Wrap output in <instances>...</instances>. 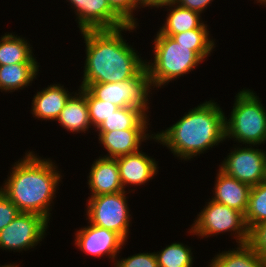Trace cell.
I'll return each instance as SVG.
<instances>
[{
  "mask_svg": "<svg viewBox=\"0 0 266 267\" xmlns=\"http://www.w3.org/2000/svg\"><path fill=\"white\" fill-rule=\"evenodd\" d=\"M138 25L127 24L117 29L83 30L86 60L81 86L92 83H116L138 76L145 68V60L126 43L122 31L135 30Z\"/></svg>",
  "mask_w": 266,
  "mask_h": 267,
  "instance_id": "cell-1",
  "label": "cell"
},
{
  "mask_svg": "<svg viewBox=\"0 0 266 267\" xmlns=\"http://www.w3.org/2000/svg\"><path fill=\"white\" fill-rule=\"evenodd\" d=\"M52 160L41 159L33 152H26L11 168L0 191L4 193L20 212L42 215L48 221L51 203L61 181V173Z\"/></svg>",
  "mask_w": 266,
  "mask_h": 267,
  "instance_id": "cell-2",
  "label": "cell"
},
{
  "mask_svg": "<svg viewBox=\"0 0 266 267\" xmlns=\"http://www.w3.org/2000/svg\"><path fill=\"white\" fill-rule=\"evenodd\" d=\"M153 139L187 161L226 140L225 114L215 101H206Z\"/></svg>",
  "mask_w": 266,
  "mask_h": 267,
  "instance_id": "cell-3",
  "label": "cell"
},
{
  "mask_svg": "<svg viewBox=\"0 0 266 267\" xmlns=\"http://www.w3.org/2000/svg\"><path fill=\"white\" fill-rule=\"evenodd\" d=\"M154 53L153 62H145L153 89L188 74L203 61L193 51V46L179 44L160 32L154 39Z\"/></svg>",
  "mask_w": 266,
  "mask_h": 267,
  "instance_id": "cell-4",
  "label": "cell"
},
{
  "mask_svg": "<svg viewBox=\"0 0 266 267\" xmlns=\"http://www.w3.org/2000/svg\"><path fill=\"white\" fill-rule=\"evenodd\" d=\"M229 119L225 117V139L233 138L249 146L266 141V110L259 97L250 89L236 94Z\"/></svg>",
  "mask_w": 266,
  "mask_h": 267,
  "instance_id": "cell-5",
  "label": "cell"
},
{
  "mask_svg": "<svg viewBox=\"0 0 266 267\" xmlns=\"http://www.w3.org/2000/svg\"><path fill=\"white\" fill-rule=\"evenodd\" d=\"M223 232H235L233 235L238 245L248 243L249 230L244 215L211 199L198 214L190 233L208 238Z\"/></svg>",
  "mask_w": 266,
  "mask_h": 267,
  "instance_id": "cell-6",
  "label": "cell"
},
{
  "mask_svg": "<svg viewBox=\"0 0 266 267\" xmlns=\"http://www.w3.org/2000/svg\"><path fill=\"white\" fill-rule=\"evenodd\" d=\"M150 76L145 68L138 76L116 83H92L87 89L97 98L119 108H141L148 110V95L152 90Z\"/></svg>",
  "mask_w": 266,
  "mask_h": 267,
  "instance_id": "cell-7",
  "label": "cell"
},
{
  "mask_svg": "<svg viewBox=\"0 0 266 267\" xmlns=\"http://www.w3.org/2000/svg\"><path fill=\"white\" fill-rule=\"evenodd\" d=\"M126 191L89 197L86 215L88 223L118 233L127 240L131 215Z\"/></svg>",
  "mask_w": 266,
  "mask_h": 267,
  "instance_id": "cell-8",
  "label": "cell"
},
{
  "mask_svg": "<svg viewBox=\"0 0 266 267\" xmlns=\"http://www.w3.org/2000/svg\"><path fill=\"white\" fill-rule=\"evenodd\" d=\"M48 222L42 215L20 212L0 231V249L15 252L34 248L45 238Z\"/></svg>",
  "mask_w": 266,
  "mask_h": 267,
  "instance_id": "cell-9",
  "label": "cell"
},
{
  "mask_svg": "<svg viewBox=\"0 0 266 267\" xmlns=\"http://www.w3.org/2000/svg\"><path fill=\"white\" fill-rule=\"evenodd\" d=\"M228 154L220 166L223 172L250 187L263 182L266 151L247 146L234 148Z\"/></svg>",
  "mask_w": 266,
  "mask_h": 267,
  "instance_id": "cell-10",
  "label": "cell"
},
{
  "mask_svg": "<svg viewBox=\"0 0 266 267\" xmlns=\"http://www.w3.org/2000/svg\"><path fill=\"white\" fill-rule=\"evenodd\" d=\"M83 30L117 29L127 23L111 8L108 0H68Z\"/></svg>",
  "mask_w": 266,
  "mask_h": 267,
  "instance_id": "cell-11",
  "label": "cell"
},
{
  "mask_svg": "<svg viewBox=\"0 0 266 267\" xmlns=\"http://www.w3.org/2000/svg\"><path fill=\"white\" fill-rule=\"evenodd\" d=\"M75 245L81 251L94 257L108 255L116 263V256L126 242L118 233L89 224L77 230Z\"/></svg>",
  "mask_w": 266,
  "mask_h": 267,
  "instance_id": "cell-12",
  "label": "cell"
},
{
  "mask_svg": "<svg viewBox=\"0 0 266 267\" xmlns=\"http://www.w3.org/2000/svg\"><path fill=\"white\" fill-rule=\"evenodd\" d=\"M118 163L120 181L124 191L126 186H140L148 182L158 172V166L155 159L137 151L132 154L120 156L116 158Z\"/></svg>",
  "mask_w": 266,
  "mask_h": 267,
  "instance_id": "cell-13",
  "label": "cell"
},
{
  "mask_svg": "<svg viewBox=\"0 0 266 267\" xmlns=\"http://www.w3.org/2000/svg\"><path fill=\"white\" fill-rule=\"evenodd\" d=\"M147 131L146 129H126L98 132L100 144L108 151L103 157L117 158L139 151L143 141L154 137V134L151 136L146 134Z\"/></svg>",
  "mask_w": 266,
  "mask_h": 267,
  "instance_id": "cell-14",
  "label": "cell"
},
{
  "mask_svg": "<svg viewBox=\"0 0 266 267\" xmlns=\"http://www.w3.org/2000/svg\"><path fill=\"white\" fill-rule=\"evenodd\" d=\"M95 160L88 176L90 197L124 191L116 158L99 157Z\"/></svg>",
  "mask_w": 266,
  "mask_h": 267,
  "instance_id": "cell-15",
  "label": "cell"
},
{
  "mask_svg": "<svg viewBox=\"0 0 266 267\" xmlns=\"http://www.w3.org/2000/svg\"><path fill=\"white\" fill-rule=\"evenodd\" d=\"M216 176L214 200L245 215L251 187L227 175L220 168Z\"/></svg>",
  "mask_w": 266,
  "mask_h": 267,
  "instance_id": "cell-16",
  "label": "cell"
},
{
  "mask_svg": "<svg viewBox=\"0 0 266 267\" xmlns=\"http://www.w3.org/2000/svg\"><path fill=\"white\" fill-rule=\"evenodd\" d=\"M68 92L61 84L48 85L34 96L31 113L38 119L56 121L69 97L73 94V92L71 94Z\"/></svg>",
  "mask_w": 266,
  "mask_h": 267,
  "instance_id": "cell-17",
  "label": "cell"
},
{
  "mask_svg": "<svg viewBox=\"0 0 266 267\" xmlns=\"http://www.w3.org/2000/svg\"><path fill=\"white\" fill-rule=\"evenodd\" d=\"M78 91L69 97L56 121L67 131L85 133L92 126L86 101V88L80 87Z\"/></svg>",
  "mask_w": 266,
  "mask_h": 267,
  "instance_id": "cell-18",
  "label": "cell"
},
{
  "mask_svg": "<svg viewBox=\"0 0 266 267\" xmlns=\"http://www.w3.org/2000/svg\"><path fill=\"white\" fill-rule=\"evenodd\" d=\"M38 63L0 65V90L13 92L32 83L38 75Z\"/></svg>",
  "mask_w": 266,
  "mask_h": 267,
  "instance_id": "cell-19",
  "label": "cell"
},
{
  "mask_svg": "<svg viewBox=\"0 0 266 267\" xmlns=\"http://www.w3.org/2000/svg\"><path fill=\"white\" fill-rule=\"evenodd\" d=\"M163 6L170 7L168 9L170 12L167 14V18L165 20L166 23H164V26L160 27L159 32L161 34H178L192 29H197L204 23L201 20L200 13L183 8L173 1H170L160 7Z\"/></svg>",
  "mask_w": 266,
  "mask_h": 267,
  "instance_id": "cell-20",
  "label": "cell"
},
{
  "mask_svg": "<svg viewBox=\"0 0 266 267\" xmlns=\"http://www.w3.org/2000/svg\"><path fill=\"white\" fill-rule=\"evenodd\" d=\"M147 114L141 108L122 107L97 127L98 132L147 129Z\"/></svg>",
  "mask_w": 266,
  "mask_h": 267,
  "instance_id": "cell-21",
  "label": "cell"
},
{
  "mask_svg": "<svg viewBox=\"0 0 266 267\" xmlns=\"http://www.w3.org/2000/svg\"><path fill=\"white\" fill-rule=\"evenodd\" d=\"M30 46L25 38L5 33L0 39V65L37 63Z\"/></svg>",
  "mask_w": 266,
  "mask_h": 267,
  "instance_id": "cell-22",
  "label": "cell"
},
{
  "mask_svg": "<svg viewBox=\"0 0 266 267\" xmlns=\"http://www.w3.org/2000/svg\"><path fill=\"white\" fill-rule=\"evenodd\" d=\"M209 266L266 267V262L248 244H237L236 250H228L215 255Z\"/></svg>",
  "mask_w": 266,
  "mask_h": 267,
  "instance_id": "cell-23",
  "label": "cell"
},
{
  "mask_svg": "<svg viewBox=\"0 0 266 267\" xmlns=\"http://www.w3.org/2000/svg\"><path fill=\"white\" fill-rule=\"evenodd\" d=\"M208 25L203 23L199 28L178 34H163L170 36L177 43L185 46H193V51L202 59L210 55L215 48V42L210 39Z\"/></svg>",
  "mask_w": 266,
  "mask_h": 267,
  "instance_id": "cell-24",
  "label": "cell"
},
{
  "mask_svg": "<svg viewBox=\"0 0 266 267\" xmlns=\"http://www.w3.org/2000/svg\"><path fill=\"white\" fill-rule=\"evenodd\" d=\"M244 219L248 230L266 221V183L261 182L251 187Z\"/></svg>",
  "mask_w": 266,
  "mask_h": 267,
  "instance_id": "cell-25",
  "label": "cell"
},
{
  "mask_svg": "<svg viewBox=\"0 0 266 267\" xmlns=\"http://www.w3.org/2000/svg\"><path fill=\"white\" fill-rule=\"evenodd\" d=\"M154 253L159 267H192L193 264L191 249L183 243H172Z\"/></svg>",
  "mask_w": 266,
  "mask_h": 267,
  "instance_id": "cell-26",
  "label": "cell"
},
{
  "mask_svg": "<svg viewBox=\"0 0 266 267\" xmlns=\"http://www.w3.org/2000/svg\"><path fill=\"white\" fill-rule=\"evenodd\" d=\"M86 101L90 123L95 128L101 125L108 117L119 109L118 106L112 103L97 99L87 88Z\"/></svg>",
  "mask_w": 266,
  "mask_h": 267,
  "instance_id": "cell-27",
  "label": "cell"
},
{
  "mask_svg": "<svg viewBox=\"0 0 266 267\" xmlns=\"http://www.w3.org/2000/svg\"><path fill=\"white\" fill-rule=\"evenodd\" d=\"M247 244L266 262V221L254 225L249 230Z\"/></svg>",
  "mask_w": 266,
  "mask_h": 267,
  "instance_id": "cell-28",
  "label": "cell"
},
{
  "mask_svg": "<svg viewBox=\"0 0 266 267\" xmlns=\"http://www.w3.org/2000/svg\"><path fill=\"white\" fill-rule=\"evenodd\" d=\"M115 267H159L154 252L138 253L128 258L116 260Z\"/></svg>",
  "mask_w": 266,
  "mask_h": 267,
  "instance_id": "cell-29",
  "label": "cell"
},
{
  "mask_svg": "<svg viewBox=\"0 0 266 267\" xmlns=\"http://www.w3.org/2000/svg\"><path fill=\"white\" fill-rule=\"evenodd\" d=\"M111 8L127 23L137 25L133 10L140 7L138 0H108Z\"/></svg>",
  "mask_w": 266,
  "mask_h": 267,
  "instance_id": "cell-30",
  "label": "cell"
},
{
  "mask_svg": "<svg viewBox=\"0 0 266 267\" xmlns=\"http://www.w3.org/2000/svg\"><path fill=\"white\" fill-rule=\"evenodd\" d=\"M20 213L16 205L0 191V231Z\"/></svg>",
  "mask_w": 266,
  "mask_h": 267,
  "instance_id": "cell-31",
  "label": "cell"
},
{
  "mask_svg": "<svg viewBox=\"0 0 266 267\" xmlns=\"http://www.w3.org/2000/svg\"><path fill=\"white\" fill-rule=\"evenodd\" d=\"M213 0H173L177 5L187 8L198 13H202L204 9H207V5H209Z\"/></svg>",
  "mask_w": 266,
  "mask_h": 267,
  "instance_id": "cell-32",
  "label": "cell"
},
{
  "mask_svg": "<svg viewBox=\"0 0 266 267\" xmlns=\"http://www.w3.org/2000/svg\"><path fill=\"white\" fill-rule=\"evenodd\" d=\"M170 1H173V0H138L142 8L149 7V6L159 8L160 6L165 5Z\"/></svg>",
  "mask_w": 266,
  "mask_h": 267,
  "instance_id": "cell-33",
  "label": "cell"
},
{
  "mask_svg": "<svg viewBox=\"0 0 266 267\" xmlns=\"http://www.w3.org/2000/svg\"><path fill=\"white\" fill-rule=\"evenodd\" d=\"M19 265H16V264H9V265H2L0 267H18Z\"/></svg>",
  "mask_w": 266,
  "mask_h": 267,
  "instance_id": "cell-34",
  "label": "cell"
},
{
  "mask_svg": "<svg viewBox=\"0 0 266 267\" xmlns=\"http://www.w3.org/2000/svg\"><path fill=\"white\" fill-rule=\"evenodd\" d=\"M263 182L266 183V164H265V172H264V179Z\"/></svg>",
  "mask_w": 266,
  "mask_h": 267,
  "instance_id": "cell-35",
  "label": "cell"
},
{
  "mask_svg": "<svg viewBox=\"0 0 266 267\" xmlns=\"http://www.w3.org/2000/svg\"><path fill=\"white\" fill-rule=\"evenodd\" d=\"M258 3H263L264 5L266 4V0H256Z\"/></svg>",
  "mask_w": 266,
  "mask_h": 267,
  "instance_id": "cell-36",
  "label": "cell"
}]
</instances>
